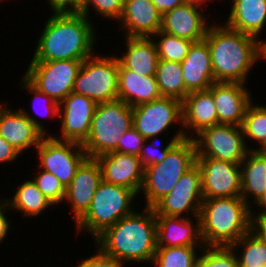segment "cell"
Wrapping results in <instances>:
<instances>
[{
    "instance_id": "obj_32",
    "label": "cell",
    "mask_w": 266,
    "mask_h": 267,
    "mask_svg": "<svg viewBox=\"0 0 266 267\" xmlns=\"http://www.w3.org/2000/svg\"><path fill=\"white\" fill-rule=\"evenodd\" d=\"M196 247H157L154 260V267H197Z\"/></svg>"
},
{
    "instance_id": "obj_13",
    "label": "cell",
    "mask_w": 266,
    "mask_h": 267,
    "mask_svg": "<svg viewBox=\"0 0 266 267\" xmlns=\"http://www.w3.org/2000/svg\"><path fill=\"white\" fill-rule=\"evenodd\" d=\"M201 173L197 163L186 171L172 190L161 198L152 208L155 215L184 216L192 213L199 216L203 202Z\"/></svg>"
},
{
    "instance_id": "obj_15",
    "label": "cell",
    "mask_w": 266,
    "mask_h": 267,
    "mask_svg": "<svg viewBox=\"0 0 266 267\" xmlns=\"http://www.w3.org/2000/svg\"><path fill=\"white\" fill-rule=\"evenodd\" d=\"M0 136L23 153L31 146L36 148L47 132L40 121L26 110L20 108L15 111L0 104Z\"/></svg>"
},
{
    "instance_id": "obj_45",
    "label": "cell",
    "mask_w": 266,
    "mask_h": 267,
    "mask_svg": "<svg viewBox=\"0 0 266 267\" xmlns=\"http://www.w3.org/2000/svg\"><path fill=\"white\" fill-rule=\"evenodd\" d=\"M251 214L252 226L251 229L263 240L266 244V216H255Z\"/></svg>"
},
{
    "instance_id": "obj_16",
    "label": "cell",
    "mask_w": 266,
    "mask_h": 267,
    "mask_svg": "<svg viewBox=\"0 0 266 267\" xmlns=\"http://www.w3.org/2000/svg\"><path fill=\"white\" fill-rule=\"evenodd\" d=\"M96 103L87 96L69 93L59 103V120L61 122V137L57 140L72 141L83 144L90 133L91 121Z\"/></svg>"
},
{
    "instance_id": "obj_21",
    "label": "cell",
    "mask_w": 266,
    "mask_h": 267,
    "mask_svg": "<svg viewBox=\"0 0 266 267\" xmlns=\"http://www.w3.org/2000/svg\"><path fill=\"white\" fill-rule=\"evenodd\" d=\"M199 3H182L162 15L161 31L193 42L203 40L209 27Z\"/></svg>"
},
{
    "instance_id": "obj_9",
    "label": "cell",
    "mask_w": 266,
    "mask_h": 267,
    "mask_svg": "<svg viewBox=\"0 0 266 267\" xmlns=\"http://www.w3.org/2000/svg\"><path fill=\"white\" fill-rule=\"evenodd\" d=\"M196 157H208L241 164L249 152L241 126L218 124L194 136Z\"/></svg>"
},
{
    "instance_id": "obj_44",
    "label": "cell",
    "mask_w": 266,
    "mask_h": 267,
    "mask_svg": "<svg viewBox=\"0 0 266 267\" xmlns=\"http://www.w3.org/2000/svg\"><path fill=\"white\" fill-rule=\"evenodd\" d=\"M0 242L3 241L4 238H6L7 232H9L10 228V222L7 220V217L5 216L6 209H10L8 203L0 199Z\"/></svg>"
},
{
    "instance_id": "obj_39",
    "label": "cell",
    "mask_w": 266,
    "mask_h": 267,
    "mask_svg": "<svg viewBox=\"0 0 266 267\" xmlns=\"http://www.w3.org/2000/svg\"><path fill=\"white\" fill-rule=\"evenodd\" d=\"M145 140L146 139L132 127L127 132L122 133V138L118 142L116 152L139 156Z\"/></svg>"
},
{
    "instance_id": "obj_24",
    "label": "cell",
    "mask_w": 266,
    "mask_h": 267,
    "mask_svg": "<svg viewBox=\"0 0 266 267\" xmlns=\"http://www.w3.org/2000/svg\"><path fill=\"white\" fill-rule=\"evenodd\" d=\"M213 125H218V116L212 93L209 90L189 93L182 100V127L195 132L189 138Z\"/></svg>"
},
{
    "instance_id": "obj_38",
    "label": "cell",
    "mask_w": 266,
    "mask_h": 267,
    "mask_svg": "<svg viewBox=\"0 0 266 267\" xmlns=\"http://www.w3.org/2000/svg\"><path fill=\"white\" fill-rule=\"evenodd\" d=\"M124 0H84L82 14L89 18V8L92 6L99 15L119 20L123 12Z\"/></svg>"
},
{
    "instance_id": "obj_11",
    "label": "cell",
    "mask_w": 266,
    "mask_h": 267,
    "mask_svg": "<svg viewBox=\"0 0 266 267\" xmlns=\"http://www.w3.org/2000/svg\"><path fill=\"white\" fill-rule=\"evenodd\" d=\"M35 149L41 161L38 169L55 175L65 188L88 158L82 144L57 140L51 134L45 136Z\"/></svg>"
},
{
    "instance_id": "obj_23",
    "label": "cell",
    "mask_w": 266,
    "mask_h": 267,
    "mask_svg": "<svg viewBox=\"0 0 266 267\" xmlns=\"http://www.w3.org/2000/svg\"><path fill=\"white\" fill-rule=\"evenodd\" d=\"M120 21L126 37H152L161 29L162 15L151 0H124Z\"/></svg>"
},
{
    "instance_id": "obj_3",
    "label": "cell",
    "mask_w": 266,
    "mask_h": 267,
    "mask_svg": "<svg viewBox=\"0 0 266 267\" xmlns=\"http://www.w3.org/2000/svg\"><path fill=\"white\" fill-rule=\"evenodd\" d=\"M204 39L209 45L215 81L247 83L248 72L260 59V39L225 24L210 25Z\"/></svg>"
},
{
    "instance_id": "obj_8",
    "label": "cell",
    "mask_w": 266,
    "mask_h": 267,
    "mask_svg": "<svg viewBox=\"0 0 266 267\" xmlns=\"http://www.w3.org/2000/svg\"><path fill=\"white\" fill-rule=\"evenodd\" d=\"M94 55L83 60L72 92L96 104L118 100V57Z\"/></svg>"
},
{
    "instance_id": "obj_49",
    "label": "cell",
    "mask_w": 266,
    "mask_h": 267,
    "mask_svg": "<svg viewBox=\"0 0 266 267\" xmlns=\"http://www.w3.org/2000/svg\"><path fill=\"white\" fill-rule=\"evenodd\" d=\"M180 1L182 3H199L203 5V3H205L206 0H180Z\"/></svg>"
},
{
    "instance_id": "obj_6",
    "label": "cell",
    "mask_w": 266,
    "mask_h": 267,
    "mask_svg": "<svg viewBox=\"0 0 266 267\" xmlns=\"http://www.w3.org/2000/svg\"><path fill=\"white\" fill-rule=\"evenodd\" d=\"M132 127V107L124 101L115 100L97 104L89 136L82 144L88 158H96L116 151L122 133Z\"/></svg>"
},
{
    "instance_id": "obj_12",
    "label": "cell",
    "mask_w": 266,
    "mask_h": 267,
    "mask_svg": "<svg viewBox=\"0 0 266 267\" xmlns=\"http://www.w3.org/2000/svg\"><path fill=\"white\" fill-rule=\"evenodd\" d=\"M133 127L147 140H156L172 123L182 125V101L164 97L132 107Z\"/></svg>"
},
{
    "instance_id": "obj_10",
    "label": "cell",
    "mask_w": 266,
    "mask_h": 267,
    "mask_svg": "<svg viewBox=\"0 0 266 267\" xmlns=\"http://www.w3.org/2000/svg\"><path fill=\"white\" fill-rule=\"evenodd\" d=\"M83 60L31 61L25 77L40 91L60 103L72 92Z\"/></svg>"
},
{
    "instance_id": "obj_37",
    "label": "cell",
    "mask_w": 266,
    "mask_h": 267,
    "mask_svg": "<svg viewBox=\"0 0 266 267\" xmlns=\"http://www.w3.org/2000/svg\"><path fill=\"white\" fill-rule=\"evenodd\" d=\"M183 130V131H182ZM180 131H177L176 135L172 137V139L169 141V143L165 146V148L161 149L160 153L158 150V145H153V142L147 147L145 146V143H149L148 139L144 141V144L142 146L139 159L143 166V168H146L152 164H156L158 162H161L164 160L168 154V151L179 141L184 138H189L188 133L182 129ZM158 152V153H157Z\"/></svg>"
},
{
    "instance_id": "obj_26",
    "label": "cell",
    "mask_w": 266,
    "mask_h": 267,
    "mask_svg": "<svg viewBox=\"0 0 266 267\" xmlns=\"http://www.w3.org/2000/svg\"><path fill=\"white\" fill-rule=\"evenodd\" d=\"M265 23L266 0H232L226 26L243 34L259 38Z\"/></svg>"
},
{
    "instance_id": "obj_41",
    "label": "cell",
    "mask_w": 266,
    "mask_h": 267,
    "mask_svg": "<svg viewBox=\"0 0 266 267\" xmlns=\"http://www.w3.org/2000/svg\"><path fill=\"white\" fill-rule=\"evenodd\" d=\"M72 267H123L121 262L116 261L114 258L104 254L99 248L96 255L86 258L78 264V266Z\"/></svg>"
},
{
    "instance_id": "obj_48",
    "label": "cell",
    "mask_w": 266,
    "mask_h": 267,
    "mask_svg": "<svg viewBox=\"0 0 266 267\" xmlns=\"http://www.w3.org/2000/svg\"><path fill=\"white\" fill-rule=\"evenodd\" d=\"M259 49H260V60L264 57L266 58V41L259 42Z\"/></svg>"
},
{
    "instance_id": "obj_22",
    "label": "cell",
    "mask_w": 266,
    "mask_h": 267,
    "mask_svg": "<svg viewBox=\"0 0 266 267\" xmlns=\"http://www.w3.org/2000/svg\"><path fill=\"white\" fill-rule=\"evenodd\" d=\"M181 68L188 93L208 90L216 82L209 45L205 39L192 43L181 62Z\"/></svg>"
},
{
    "instance_id": "obj_29",
    "label": "cell",
    "mask_w": 266,
    "mask_h": 267,
    "mask_svg": "<svg viewBox=\"0 0 266 267\" xmlns=\"http://www.w3.org/2000/svg\"><path fill=\"white\" fill-rule=\"evenodd\" d=\"M4 200L8 203L10 209L19 210L24 213V216L33 217L54 205L32 179L21 183L12 199Z\"/></svg>"
},
{
    "instance_id": "obj_43",
    "label": "cell",
    "mask_w": 266,
    "mask_h": 267,
    "mask_svg": "<svg viewBox=\"0 0 266 267\" xmlns=\"http://www.w3.org/2000/svg\"><path fill=\"white\" fill-rule=\"evenodd\" d=\"M19 154L21 153L0 136V163H13L19 157Z\"/></svg>"
},
{
    "instance_id": "obj_42",
    "label": "cell",
    "mask_w": 266,
    "mask_h": 267,
    "mask_svg": "<svg viewBox=\"0 0 266 267\" xmlns=\"http://www.w3.org/2000/svg\"><path fill=\"white\" fill-rule=\"evenodd\" d=\"M54 13H81L84 0H46Z\"/></svg>"
},
{
    "instance_id": "obj_4",
    "label": "cell",
    "mask_w": 266,
    "mask_h": 267,
    "mask_svg": "<svg viewBox=\"0 0 266 267\" xmlns=\"http://www.w3.org/2000/svg\"><path fill=\"white\" fill-rule=\"evenodd\" d=\"M251 207L241 196L203 199L199 217L204 246H231L251 230Z\"/></svg>"
},
{
    "instance_id": "obj_46",
    "label": "cell",
    "mask_w": 266,
    "mask_h": 267,
    "mask_svg": "<svg viewBox=\"0 0 266 267\" xmlns=\"http://www.w3.org/2000/svg\"><path fill=\"white\" fill-rule=\"evenodd\" d=\"M151 1L155 5L156 9L161 13V15L182 4L180 0H151Z\"/></svg>"
},
{
    "instance_id": "obj_17",
    "label": "cell",
    "mask_w": 266,
    "mask_h": 267,
    "mask_svg": "<svg viewBox=\"0 0 266 267\" xmlns=\"http://www.w3.org/2000/svg\"><path fill=\"white\" fill-rule=\"evenodd\" d=\"M95 159L100 165L105 182L131 189L137 194L141 193L144 168L139 156L114 151Z\"/></svg>"
},
{
    "instance_id": "obj_14",
    "label": "cell",
    "mask_w": 266,
    "mask_h": 267,
    "mask_svg": "<svg viewBox=\"0 0 266 267\" xmlns=\"http://www.w3.org/2000/svg\"><path fill=\"white\" fill-rule=\"evenodd\" d=\"M204 199L241 196L240 164L208 157H196Z\"/></svg>"
},
{
    "instance_id": "obj_30",
    "label": "cell",
    "mask_w": 266,
    "mask_h": 267,
    "mask_svg": "<svg viewBox=\"0 0 266 267\" xmlns=\"http://www.w3.org/2000/svg\"><path fill=\"white\" fill-rule=\"evenodd\" d=\"M155 77L161 96L182 101L189 94L183 80L181 63L159 59Z\"/></svg>"
},
{
    "instance_id": "obj_1",
    "label": "cell",
    "mask_w": 266,
    "mask_h": 267,
    "mask_svg": "<svg viewBox=\"0 0 266 267\" xmlns=\"http://www.w3.org/2000/svg\"><path fill=\"white\" fill-rule=\"evenodd\" d=\"M45 23L31 61L84 60L94 54L96 30L81 13H54Z\"/></svg>"
},
{
    "instance_id": "obj_19",
    "label": "cell",
    "mask_w": 266,
    "mask_h": 267,
    "mask_svg": "<svg viewBox=\"0 0 266 267\" xmlns=\"http://www.w3.org/2000/svg\"><path fill=\"white\" fill-rule=\"evenodd\" d=\"M246 84L215 82L208 89L217 109L218 124L241 126L248 105L252 102Z\"/></svg>"
},
{
    "instance_id": "obj_18",
    "label": "cell",
    "mask_w": 266,
    "mask_h": 267,
    "mask_svg": "<svg viewBox=\"0 0 266 267\" xmlns=\"http://www.w3.org/2000/svg\"><path fill=\"white\" fill-rule=\"evenodd\" d=\"M102 172L95 158H87L66 187L64 200L69 202L77 223L89 210L93 196L102 181Z\"/></svg>"
},
{
    "instance_id": "obj_31",
    "label": "cell",
    "mask_w": 266,
    "mask_h": 267,
    "mask_svg": "<svg viewBox=\"0 0 266 267\" xmlns=\"http://www.w3.org/2000/svg\"><path fill=\"white\" fill-rule=\"evenodd\" d=\"M237 246H243L240 256L237 255L239 267L266 266V244L252 229L230 247L236 251Z\"/></svg>"
},
{
    "instance_id": "obj_34",
    "label": "cell",
    "mask_w": 266,
    "mask_h": 267,
    "mask_svg": "<svg viewBox=\"0 0 266 267\" xmlns=\"http://www.w3.org/2000/svg\"><path fill=\"white\" fill-rule=\"evenodd\" d=\"M160 36V40L155 41L159 59L181 63L187 56L193 41L179 38L175 35L159 30L153 37Z\"/></svg>"
},
{
    "instance_id": "obj_7",
    "label": "cell",
    "mask_w": 266,
    "mask_h": 267,
    "mask_svg": "<svg viewBox=\"0 0 266 267\" xmlns=\"http://www.w3.org/2000/svg\"><path fill=\"white\" fill-rule=\"evenodd\" d=\"M137 193L131 189L102 180L93 196L89 210L76 223L78 231L85 230L94 240L122 217L134 212L131 204Z\"/></svg>"
},
{
    "instance_id": "obj_2",
    "label": "cell",
    "mask_w": 266,
    "mask_h": 267,
    "mask_svg": "<svg viewBox=\"0 0 266 267\" xmlns=\"http://www.w3.org/2000/svg\"><path fill=\"white\" fill-rule=\"evenodd\" d=\"M144 212L122 217L95 239L96 247L123 265L129 261L152 264L157 249V220L153 208L145 206Z\"/></svg>"
},
{
    "instance_id": "obj_40",
    "label": "cell",
    "mask_w": 266,
    "mask_h": 267,
    "mask_svg": "<svg viewBox=\"0 0 266 267\" xmlns=\"http://www.w3.org/2000/svg\"><path fill=\"white\" fill-rule=\"evenodd\" d=\"M21 87L23 89L26 88V90L31 93V94H34V99H33V102L39 100V98L41 99H46L47 101L46 104H47V109H46V113L44 114L45 116L50 114V116H52L53 118L55 116L59 117V103L54 101L51 97H49L48 95L44 94L42 91H40L37 87H35L25 76H23L22 80H21ZM41 99V100H42ZM44 99V100H45ZM43 101V100H42ZM44 103V102H43ZM35 104V103H34ZM33 104V110L35 111L36 114H40L38 111H36V107L34 106ZM39 105V104H37Z\"/></svg>"
},
{
    "instance_id": "obj_5",
    "label": "cell",
    "mask_w": 266,
    "mask_h": 267,
    "mask_svg": "<svg viewBox=\"0 0 266 267\" xmlns=\"http://www.w3.org/2000/svg\"><path fill=\"white\" fill-rule=\"evenodd\" d=\"M196 144L192 138L179 140L164 160L144 168L141 188L146 198V207H153L167 195L181 176L196 163Z\"/></svg>"
},
{
    "instance_id": "obj_33",
    "label": "cell",
    "mask_w": 266,
    "mask_h": 267,
    "mask_svg": "<svg viewBox=\"0 0 266 267\" xmlns=\"http://www.w3.org/2000/svg\"><path fill=\"white\" fill-rule=\"evenodd\" d=\"M244 138H250L259 143L261 149L266 143V106L254 105L252 102L248 105L243 123L241 125Z\"/></svg>"
},
{
    "instance_id": "obj_25",
    "label": "cell",
    "mask_w": 266,
    "mask_h": 267,
    "mask_svg": "<svg viewBox=\"0 0 266 267\" xmlns=\"http://www.w3.org/2000/svg\"><path fill=\"white\" fill-rule=\"evenodd\" d=\"M160 97L155 76L140 75L126 69L118 60V100L135 107Z\"/></svg>"
},
{
    "instance_id": "obj_20",
    "label": "cell",
    "mask_w": 266,
    "mask_h": 267,
    "mask_svg": "<svg viewBox=\"0 0 266 267\" xmlns=\"http://www.w3.org/2000/svg\"><path fill=\"white\" fill-rule=\"evenodd\" d=\"M190 219L185 216L156 215L157 247L198 246L201 251L205 246H201L204 243L201 236L200 217L196 216V224Z\"/></svg>"
},
{
    "instance_id": "obj_35",
    "label": "cell",
    "mask_w": 266,
    "mask_h": 267,
    "mask_svg": "<svg viewBox=\"0 0 266 267\" xmlns=\"http://www.w3.org/2000/svg\"><path fill=\"white\" fill-rule=\"evenodd\" d=\"M202 250L197 267H239L237 251L230 246H205Z\"/></svg>"
},
{
    "instance_id": "obj_50",
    "label": "cell",
    "mask_w": 266,
    "mask_h": 267,
    "mask_svg": "<svg viewBox=\"0 0 266 267\" xmlns=\"http://www.w3.org/2000/svg\"><path fill=\"white\" fill-rule=\"evenodd\" d=\"M262 153H264V154H266V143H265V145L261 148V149H259Z\"/></svg>"
},
{
    "instance_id": "obj_28",
    "label": "cell",
    "mask_w": 266,
    "mask_h": 267,
    "mask_svg": "<svg viewBox=\"0 0 266 267\" xmlns=\"http://www.w3.org/2000/svg\"><path fill=\"white\" fill-rule=\"evenodd\" d=\"M240 169L241 197L252 208L248 199L252 196L255 203L266 190V154L251 148L241 162Z\"/></svg>"
},
{
    "instance_id": "obj_27",
    "label": "cell",
    "mask_w": 266,
    "mask_h": 267,
    "mask_svg": "<svg viewBox=\"0 0 266 267\" xmlns=\"http://www.w3.org/2000/svg\"><path fill=\"white\" fill-rule=\"evenodd\" d=\"M126 50L119 62L140 75L155 76L159 56L152 37H125Z\"/></svg>"
},
{
    "instance_id": "obj_47",
    "label": "cell",
    "mask_w": 266,
    "mask_h": 267,
    "mask_svg": "<svg viewBox=\"0 0 266 267\" xmlns=\"http://www.w3.org/2000/svg\"><path fill=\"white\" fill-rule=\"evenodd\" d=\"M255 204H257V206L261 207V211L260 213L258 212L257 216H266V190L265 192L262 194V196L255 202ZM264 208V209H262Z\"/></svg>"
},
{
    "instance_id": "obj_36",
    "label": "cell",
    "mask_w": 266,
    "mask_h": 267,
    "mask_svg": "<svg viewBox=\"0 0 266 267\" xmlns=\"http://www.w3.org/2000/svg\"><path fill=\"white\" fill-rule=\"evenodd\" d=\"M37 187L42 193L55 205L61 203L66 194V188L61 184L59 179L52 173L41 170L36 172V176L33 178Z\"/></svg>"
}]
</instances>
